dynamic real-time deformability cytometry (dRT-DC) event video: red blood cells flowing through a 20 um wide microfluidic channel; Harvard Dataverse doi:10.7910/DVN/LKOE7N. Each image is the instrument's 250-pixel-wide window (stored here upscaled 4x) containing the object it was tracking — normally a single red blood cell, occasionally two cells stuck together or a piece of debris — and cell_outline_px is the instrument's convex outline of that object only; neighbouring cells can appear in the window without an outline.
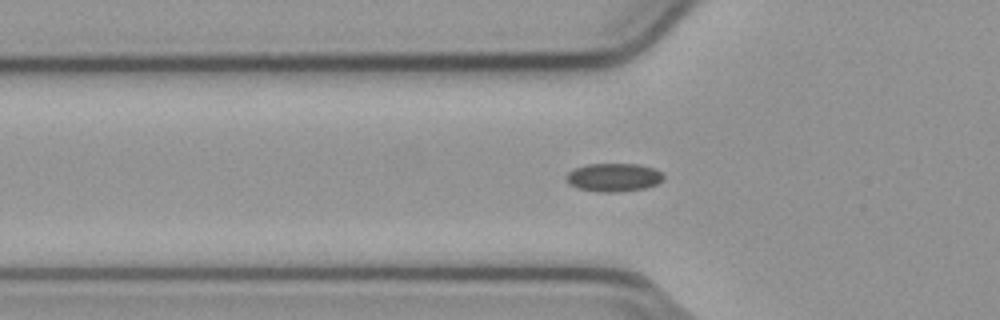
{"species": "common noctule bat (a hibernating species)", "species_latin": "Nyctalus noctula", "temperature_condition": "cold", "stored_images_in_passage": 37, "camera_frame_rate_fps": 3000, "um_per_image_px": 0.085, "animal": {"sex": "male", "body_mass_g": 23.1, "forearm_length_mm": 52.7}, "frame": {"image": 1, "passage_image": 2, "time_ms": 0.333, "image_size_px": [1000, 320], "cell_outline_px": [[664, 180], [656, 184], [644, 188], [620, 192], [604, 192], [576, 188], [568, 184], [568, 172], [576, 168], [588, 164], [636, 164], [652, 168], [660, 172], [664, 176]], "centroid_in_image_um": [52.17, 15.08], "position_along_channel_um": 73.6, "area_um2": 15.84}}
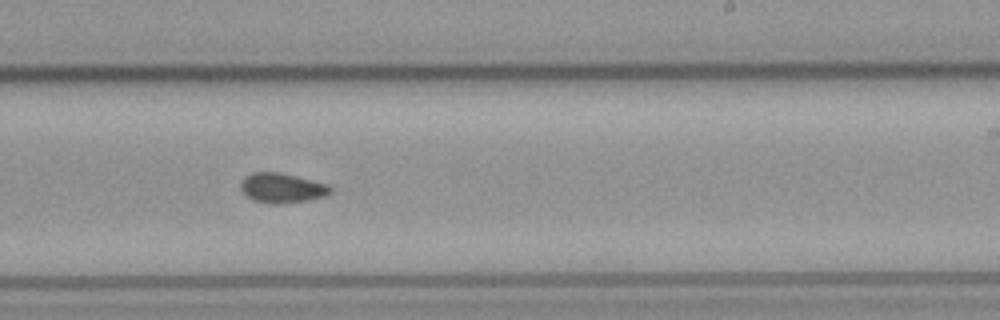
{"frame": {"image": 2, "passage_image": 17, "time_ms": 5.333, "image_size_px": [1000, 320], "cell_outline_px": [[332, 192], [324, 196], [308, 200], [284, 204], [272, 204], [252, 200], [240, 188], [240, 180], [244, 176], [252, 172], [280, 172], [328, 184], [332, 188]], "centroid_in_image_um": [23.95, 15.97], "position_along_channel_um": 265.1, "area_um2": 15.72}}
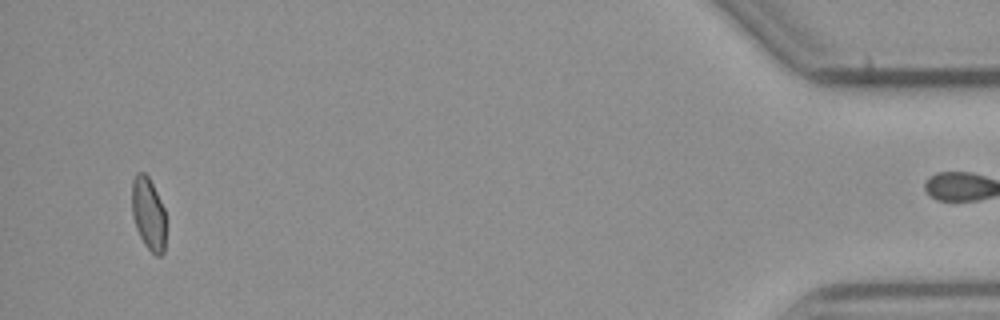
{"frame": {"image": 3, "passage_image": 36, "time_ms": 11.667, "image_size_px": [1000, 320], "cell_outline_px": [[164, 252], [160, 256], [156, 256], [144, 244], [136, 228], [132, 216], [132, 180], [136, 172], [144, 172], [148, 176], [164, 208]], "centroid_in_image_um": [12.59, 18.15], "position_along_channel_um": 422.6, "area_um2": 14.22}, "authors_computed_cell_mechanics": {"area_um2": 15.2592, "velocity_mm_per_s": 3.8078, "shape_relaxation_time_tau1_ms": null, "shape_relaxation_time_tau2_ms": 4.0605, "deformation_change_tau1": null, "deformation_change_tau2": 0.0737}}